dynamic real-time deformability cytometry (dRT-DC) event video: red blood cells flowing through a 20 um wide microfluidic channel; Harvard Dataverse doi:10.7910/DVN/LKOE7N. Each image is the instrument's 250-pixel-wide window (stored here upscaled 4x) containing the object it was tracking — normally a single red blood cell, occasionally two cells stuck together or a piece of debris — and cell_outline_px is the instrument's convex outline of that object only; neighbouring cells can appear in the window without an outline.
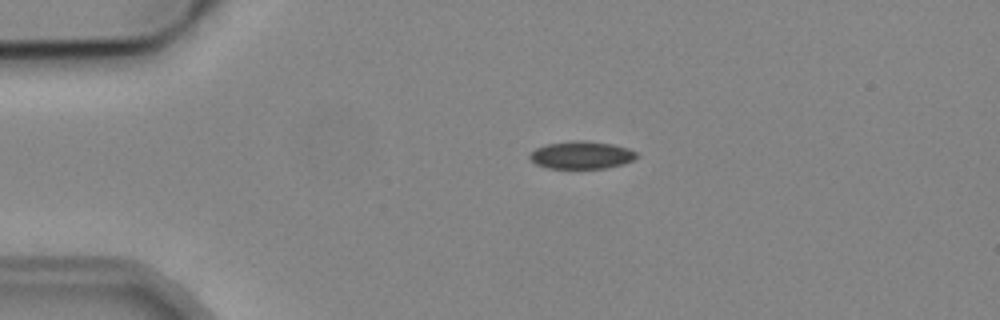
{"species": "common noctule bat (a hibernating species)", "species_latin": "Nyctalus noctula", "temperature_condition": "cold", "stored_images_in_passage": 5, "camera_frame_rate_fps": 3000, "um_per_image_px": 0.085, "animal": {"sex": "male", "body_mass_g": 19.2, "forearm_length_mm": 51.8}, "frame": {"image": 1, "passage_image": 4, "time_ms": 3.333, "image_size_px": [1000, 320], "cell_outline_px": [[640, 156], [624, 164], [604, 168], [548, 168], [536, 164], [528, 156], [536, 148], [548, 144], [572, 140], [584, 140], [612, 144], [628, 148], [636, 152]], "centroid_in_image_um": [49.45, 13.17], "position_along_channel_um": 35.5, "area_um2": 17.17}}